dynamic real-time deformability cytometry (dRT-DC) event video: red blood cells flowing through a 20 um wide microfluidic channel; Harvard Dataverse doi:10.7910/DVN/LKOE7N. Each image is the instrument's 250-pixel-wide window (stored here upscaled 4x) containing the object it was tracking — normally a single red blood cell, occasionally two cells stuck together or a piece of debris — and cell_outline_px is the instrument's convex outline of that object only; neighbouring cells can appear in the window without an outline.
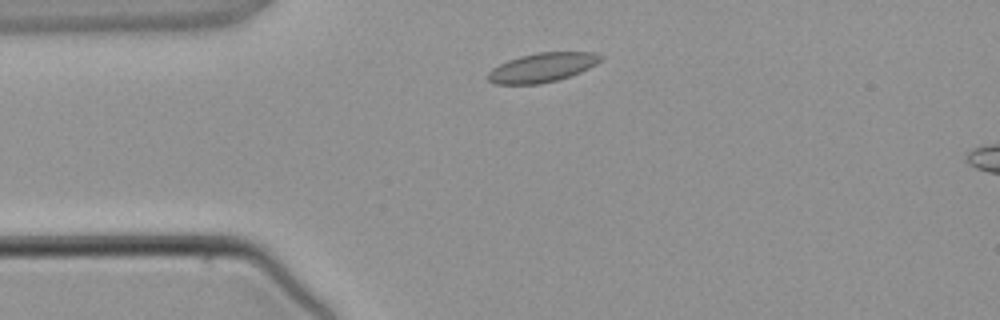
{"species": "common noctule bat (a hibernating species)", "species_latin": "Nyctalus noctula", "temperature_condition": "warm", "stored_images_in_passage": 2, "camera_frame_rate_fps": 3000, "um_per_image_px": 0.085, "animal": {"sex": "male", "body_mass_g": 21.5, "forearm_length_mm": 52.0}, "frame": {"image": 1, "passage_image": 1, "time_ms": 0.0, "image_size_px": [1000, 320], "cell_outline_px": [[604, 56], [596, 64], [580, 72], [556, 80], [540, 84], [492, 84], [488, 80], [488, 72], [492, 68], [508, 60], [520, 56], [536, 52], [596, 52]], "centroid_in_image_um": [46.07, 5.73], "position_along_channel_um": 38.9, "area_um2": 19.13}}
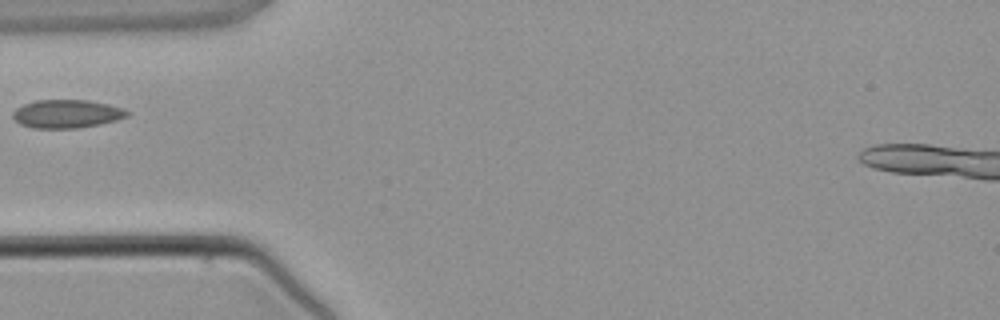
{"frame": {"image": 2, "passage_image": 2, "time_ms": 1.333, "image_size_px": [1000, 320], "cell_outline_px": [[128, 116], [116, 120], [100, 124], [76, 128], [36, 128], [20, 124], [12, 116], [12, 112], [16, 108], [24, 104], [36, 100], [88, 100], [108, 104], [124, 108], [128, 112]], "centroid_in_image_um": [5.67, 9.67], "position_along_channel_um": 79.3, "area_um2": 18.79}}